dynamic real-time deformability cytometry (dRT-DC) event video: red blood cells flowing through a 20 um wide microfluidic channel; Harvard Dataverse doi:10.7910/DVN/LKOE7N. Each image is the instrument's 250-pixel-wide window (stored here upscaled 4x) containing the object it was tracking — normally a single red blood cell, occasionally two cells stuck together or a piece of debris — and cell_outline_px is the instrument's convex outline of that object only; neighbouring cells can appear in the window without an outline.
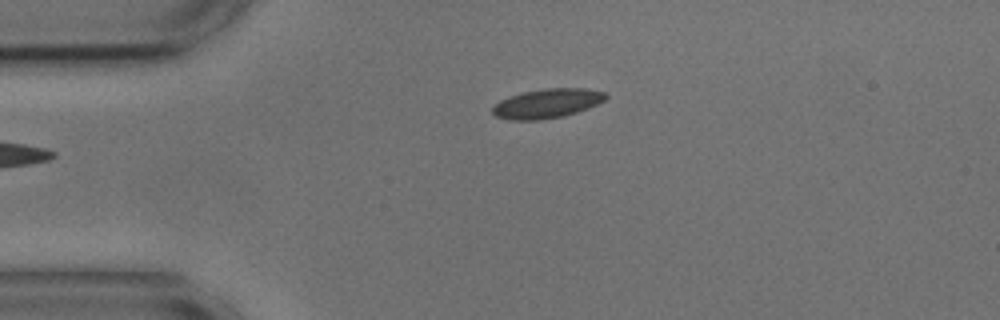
{"species": "common noctule bat (a hibernating species)", "species_latin": "Nyctalus noctula", "temperature_condition": "cold", "stored_images_in_passage": 38, "camera_frame_rate_fps": 3000, "um_per_image_px": 0.085, "animal": {"sex": "male", "body_mass_g": 17.9, "forearm_length_mm": 54.2}, "frame": {"image": 1, "passage_image": 1, "time_ms": 0.0, "image_size_px": [1000, 320], "cell_outline_px": [[608, 96], [604, 100], [588, 108], [564, 116], [536, 120], [508, 120], [496, 116], [492, 112], [492, 108], [500, 100], [508, 96], [524, 92], [544, 88], [588, 88], [608, 92]], "centroid_in_image_um": [46.52, 8.78], "position_along_channel_um": 38.5, "area_um2": 19.42}, "authors_computed_cell_mechanics": {"area_um2": 18.8428, "velocity_mm_per_s": 3.6106, "shape_relaxation_time_tau1_ms": 2.7855, "shape_relaxation_time_tau2_ms": 3.5457, "deformation_change_tau1": 0.0614, "deformation_change_tau2": 0.0673}}